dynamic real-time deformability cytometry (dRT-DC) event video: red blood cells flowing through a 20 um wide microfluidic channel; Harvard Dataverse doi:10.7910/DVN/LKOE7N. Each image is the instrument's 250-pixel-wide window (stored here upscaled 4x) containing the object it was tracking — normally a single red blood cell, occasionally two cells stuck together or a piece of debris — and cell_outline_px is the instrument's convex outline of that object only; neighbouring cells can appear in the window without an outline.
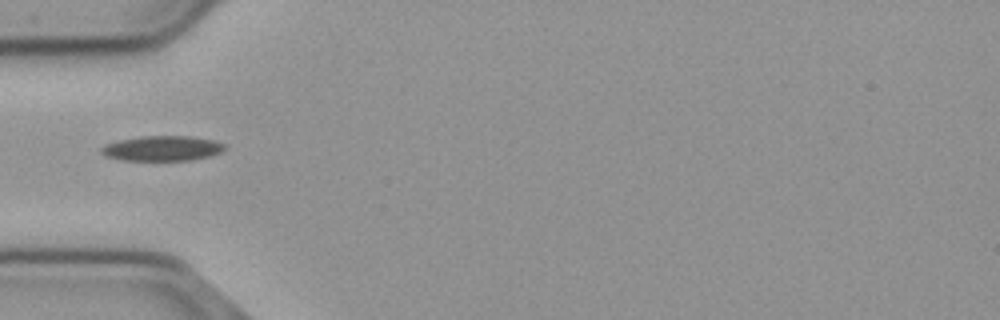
{"species": "common noctule bat (a hibernating species)", "species_latin": "Nyctalus noctula", "temperature_condition": "cold", "stored_images_in_passage": 38, "camera_frame_rate_fps": 3000, "um_per_image_px": 0.085, "animal": {"sex": "male", "body_mass_g": 23.1, "forearm_length_mm": 52.7}, "frame": {"image": 1, "passage_image": 1, "time_ms": 0.0, "image_size_px": [1000, 320], "cell_outline_px": [[228, 148], [212, 156], [192, 160], [124, 160], [104, 156], [100, 152], [100, 148], [104, 144], [120, 140], [140, 136], [192, 136], [212, 140], [224, 144]], "centroid_in_image_um": [13.79, 12.61], "position_along_channel_um": 71.2, "area_um2": 18.15}}
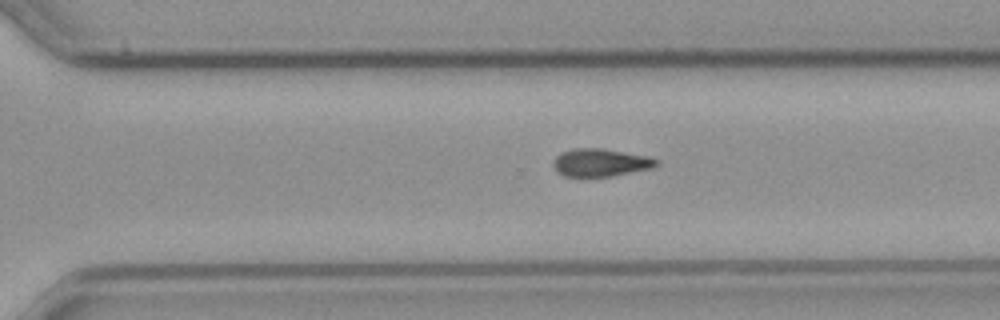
{"frame": {"image": 2, "passage_image": 21, "time_ms": 6.667, "image_size_px": [1000, 320], "cell_outline_px": [[660, 164], [652, 168], [612, 176], [564, 176], [556, 172], [552, 164], [556, 156], [560, 152], [572, 148], [604, 148], [648, 156], [660, 160]], "centroid_in_image_um": [51.05, 13.81], "position_along_channel_um": 319.6, "area_um2": 16.94}}
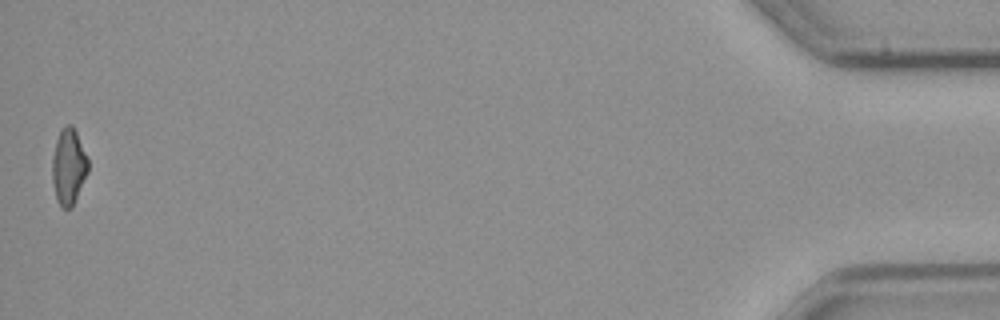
{"frame": {"image": 3, "passage_image": 38, "time_ms": 12.333, "image_size_px": [1000, 320], "cell_outline_px": [[88, 172], [72, 208], [64, 208], [56, 200], [52, 180], [52, 156], [56, 140], [60, 128], [64, 124], [72, 124], [76, 132], [88, 160]], "centroid_in_image_um": [5.81, 14.14], "position_along_channel_um": 429.4, "area_um2": 15.95}, "authors_computed_cell_mechanics": {"area_um2": 16.7909, "velocity_mm_per_s": 3.7085, "shape_relaxation_time_tau1_ms": 10.6834, "shape_relaxation_time_tau2_ms": null, "deformation_change_tau1": 0.1821, "deformation_change_tau2": null}}